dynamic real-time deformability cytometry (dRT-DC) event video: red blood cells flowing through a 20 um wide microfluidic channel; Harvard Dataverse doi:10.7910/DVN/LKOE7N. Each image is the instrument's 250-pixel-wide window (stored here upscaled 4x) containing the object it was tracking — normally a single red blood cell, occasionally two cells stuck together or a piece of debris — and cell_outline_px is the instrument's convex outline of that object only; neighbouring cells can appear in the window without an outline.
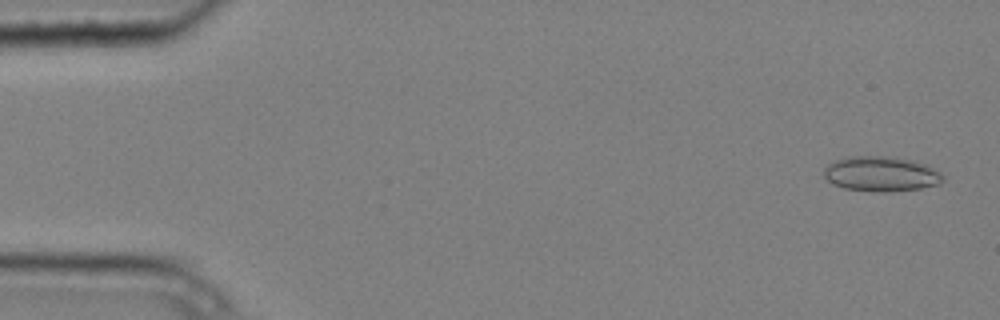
{"species": "common noctule bat (a hibernating species)", "species_latin": "Nyctalus noctula", "temperature_condition": "cold", "stored_images_in_passage": 4, "camera_frame_rate_fps": 3000, "um_per_image_px": 0.085, "animal": {"sex": "male", "body_mass_g": 20.4}, "frame": {"image": 1, "passage_image": 1, "time_ms": 0.0, "image_size_px": [1000, 320], "cell_outline_px": [[944, 180], [940, 184], [920, 188], [888, 192], [880, 192], [844, 188], [832, 184], [824, 176], [824, 168], [828, 164], [836, 160], [848, 156], [892, 156], [912, 160], [928, 164], [940, 172], [944, 176]], "centroid_in_image_um": [74.92, 14.77], "position_along_channel_um": 10.1, "area_um2": 24.51}}
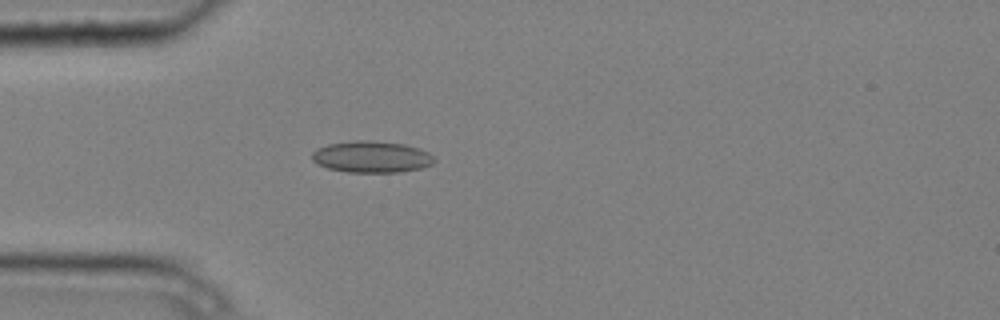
{"frame": {"image": 2, "passage_image": 4, "time_ms": 1.0, "image_size_px": [1000, 320], "cell_outline_px": [[436, 160], [432, 164], [420, 168], [400, 172], [348, 172], [328, 168], [312, 160], [312, 152], [316, 148], [328, 144], [356, 140], [368, 140], [404, 144], [420, 148], [428, 152]], "centroid_in_image_um": [31.59, 13.32], "position_along_channel_um": 53.4, "area_um2": 22.43}}